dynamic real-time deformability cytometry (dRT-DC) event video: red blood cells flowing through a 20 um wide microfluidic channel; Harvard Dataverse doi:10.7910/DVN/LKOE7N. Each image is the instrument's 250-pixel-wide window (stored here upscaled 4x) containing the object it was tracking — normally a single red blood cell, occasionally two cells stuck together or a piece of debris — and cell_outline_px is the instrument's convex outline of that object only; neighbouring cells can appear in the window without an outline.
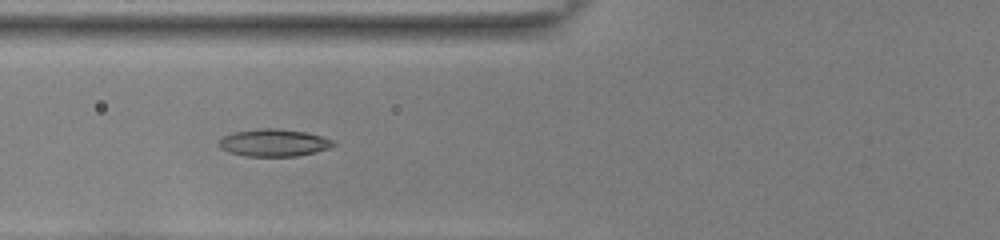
{"species": "common noctule bat (a hibernating species)", "species_latin": "Nyctalus noctula", "temperature_condition": "room temperature", "stored_images_in_passage": 54, "camera_frame_rate_fps": 3000, "um_per_image_px": 0.085, "animal": {"sex": "female", "body_mass_g": 22.0, "forearm_length_mm": 56.7}, "frame": {"image": 1, "passage_image": 23, "time_ms": 7.333, "image_size_px": [1000, 240], "cell_outline_px": [[336, 144], [328, 148], [316, 152], [296, 156], [244, 156], [228, 152], [220, 148], [220, 140], [224, 136], [236, 132], [260, 128], [276, 128], [308, 132], [336, 140]], "centroid_in_image_um": [23.33, 12.13], "position_along_channel_um": 102.5, "area_um2": 18.26}}
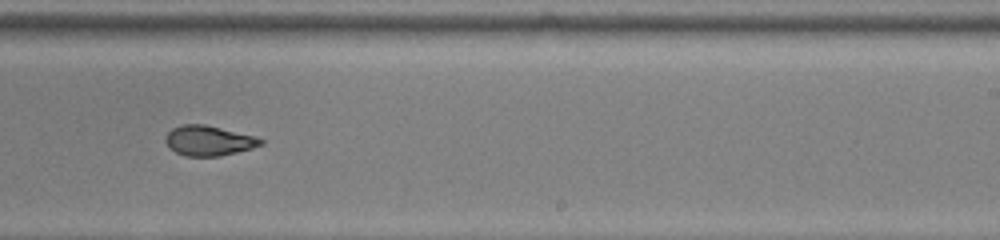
{"frame": {"image": 2, "passage_image": 36, "time_ms": 11.667, "image_size_px": [1000, 240], "cell_outline_px": [[264, 144], [252, 148], [220, 156], [184, 156], [168, 148], [164, 140], [164, 136], [172, 128], [184, 124], [204, 124], [256, 136], [264, 140]], "centroid_in_image_um": [17.72, 11.95], "position_along_channel_um": 271.3, "area_um2": 16.82}}
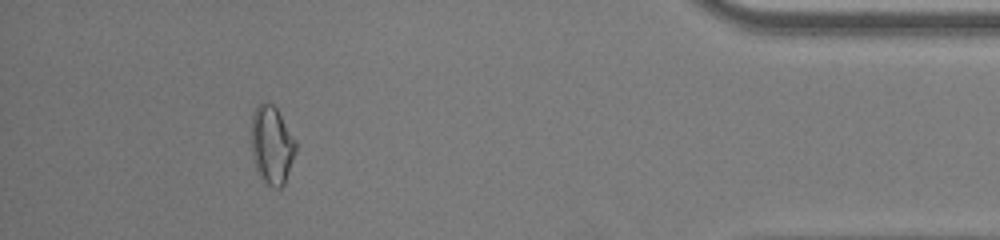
{"frame": {"image": 3, "passage_image": 50, "time_ms": 16.333, "image_size_px": [1000, 240], "cell_outline_px": [[296, 148], [284, 184], [280, 188], [276, 188], [264, 184], [260, 180], [256, 172], [252, 156], [252, 112], [256, 104], [260, 100], [264, 100], [272, 104], [280, 112], [296, 140]], "centroid_in_image_um": [23.07, 12.3], "position_along_channel_um": 412.1, "area_um2": 20.75}, "authors_computed_cell_mechanics": {"area_um2": 18.0914, "velocity_mm_per_s": 3.9011, "shape_relaxation_time_tau1_ms": null, "shape_relaxation_time_tau2_ms": 2.4044, "deformation_change_tau1": null, "deformation_change_tau2": 0.0836}}